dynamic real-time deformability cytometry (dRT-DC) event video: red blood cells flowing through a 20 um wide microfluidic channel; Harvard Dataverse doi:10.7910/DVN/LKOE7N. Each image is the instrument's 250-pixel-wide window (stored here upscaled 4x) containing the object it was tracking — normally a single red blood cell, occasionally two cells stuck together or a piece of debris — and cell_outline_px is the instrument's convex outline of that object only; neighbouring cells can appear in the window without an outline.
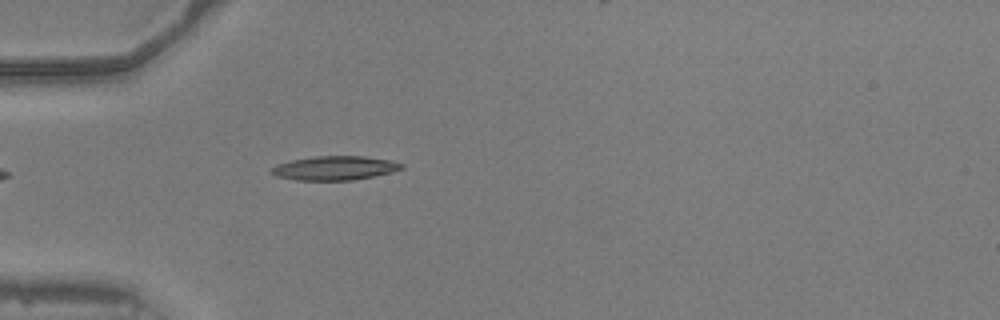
{"species": "common noctule bat (a hibernating species)", "species_latin": "Nyctalus noctula", "temperature_condition": "warm", "stored_images_in_passage": 34, "camera_frame_rate_fps": 3000, "um_per_image_px": 0.085, "animal": {"sex": "male", "body_mass_g": 20.5, "forearm_length_mm": 52.5}, "frame": {"image": 1, "passage_image": 1, "time_ms": 0.0, "image_size_px": [1000, 320], "cell_outline_px": [[404, 168], [392, 172], [352, 180], [296, 180], [276, 176], [268, 172], [272, 168], [280, 164], [292, 160], [316, 156], [364, 156], [392, 160], [404, 164]], "centroid_in_image_um": [28.48, 14.28], "position_along_channel_um": 56.5, "area_um2": 18.15}}
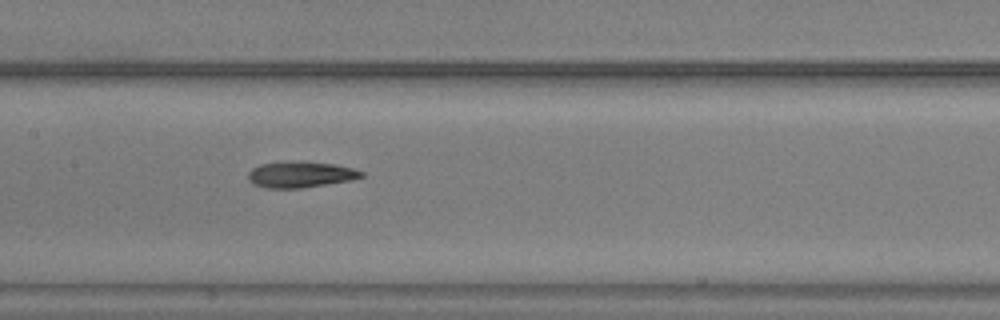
{"frame": {"image": 2, "passage_image": 11, "time_ms": 3.333, "image_size_px": [1000, 320], "cell_outline_px": [[364, 176], [352, 180], [328, 184], [300, 188], [264, 188], [252, 184], [248, 180], [248, 172], [252, 168], [260, 164], [336, 164], [352, 168], [364, 172]], "centroid_in_image_um": [25.54, 14.89], "position_along_channel_um": 181.9, "area_um2": 16.42}}
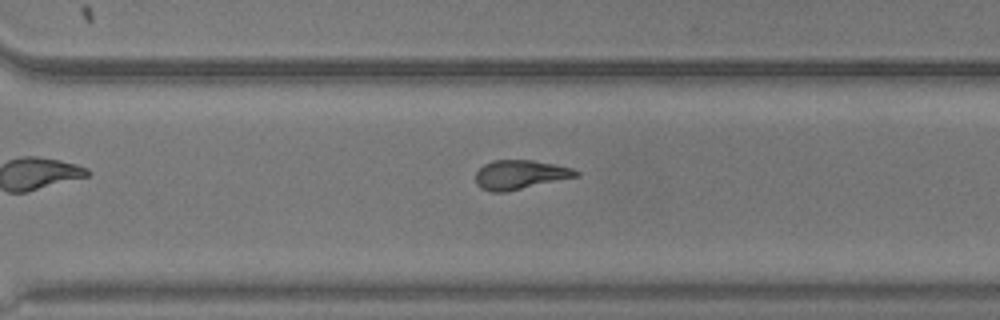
{"frame": {"image": 3, "passage_image": 22, "time_ms": 7.0, "image_size_px": [1000, 320], "cell_outline_px": [[580, 176], [504, 192], [492, 192], [480, 188], [476, 184], [476, 172], [484, 164], [492, 160], [532, 160], [556, 164], [572, 168], [580, 172]], "centroid_in_image_um": [44.21, 14.84], "position_along_channel_um": 326.4, "area_um2": 17.11}}